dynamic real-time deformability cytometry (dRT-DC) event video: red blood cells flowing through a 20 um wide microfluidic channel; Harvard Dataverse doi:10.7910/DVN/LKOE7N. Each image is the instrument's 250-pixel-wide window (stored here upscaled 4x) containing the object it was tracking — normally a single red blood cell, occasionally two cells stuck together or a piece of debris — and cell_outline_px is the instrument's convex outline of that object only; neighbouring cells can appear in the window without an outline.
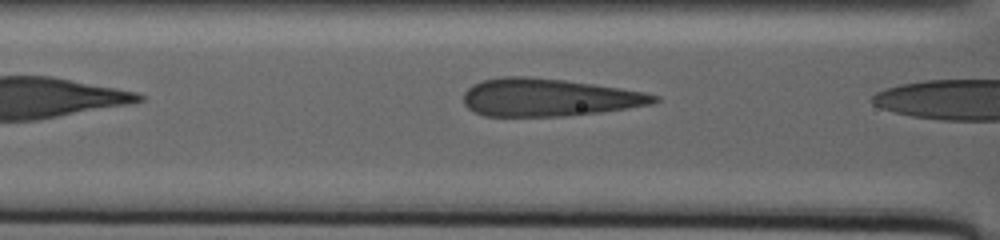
{"species": "human", "species_latin": "Homo sapiens", "temperature_condition": "warm", "stored_images_in_passage": 10, "camera_frame_rate_fps": 3000, "um_per_image_px": 0.085, "donor": {"sex": "male"}, "frame": {"image": 1, "passage_image": 7, "time_ms": 1.333, "image_size_px": [1000, 240], "cell_outline_px": [[660, 100], [652, 104], [628, 108], [600, 112], [560, 116], [484, 116], [472, 112], [464, 104], [464, 92], [472, 84], [484, 80], [504, 76], [528, 76], [564, 80], [620, 88], [644, 92], [660, 96]], "centroid_in_image_um": [46.61, 8.28], "position_along_channel_um": 120.0, "area_um2": 41.91}}